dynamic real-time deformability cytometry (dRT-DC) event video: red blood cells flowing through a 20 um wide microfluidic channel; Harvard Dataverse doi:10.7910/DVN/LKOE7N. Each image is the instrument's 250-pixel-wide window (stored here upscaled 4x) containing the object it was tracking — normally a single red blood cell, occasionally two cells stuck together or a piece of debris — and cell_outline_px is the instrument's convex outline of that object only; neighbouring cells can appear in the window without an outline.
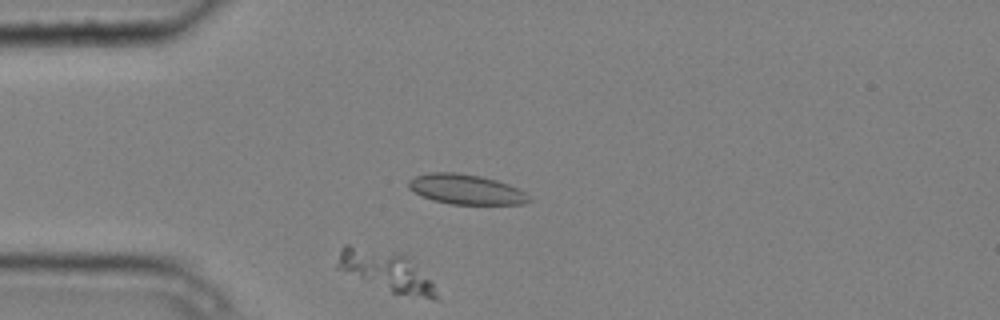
{"species": "common noctule bat (a hibernating species)", "species_latin": "Nyctalus noctula", "temperature_condition": "cold", "stored_images_in_passage": 10, "camera_frame_rate_fps": 3000, "um_per_image_px": 0.085, "animal": {"sex": "male", "body_mass_g": 20.4}, "frame": {"image": 1, "passage_image": 4, "time_ms": 1.0, "image_size_px": [1000, 320], "cell_outline_px": [[440, 300], [432, 300], [392, 292], [336, 268], [340, 248], [344, 244], [348, 244], [404, 256], [432, 280]], "centroid_in_image_um": [32.84, 23.07], "position_along_channel_um": 52.2, "area_um2": 22.43}}
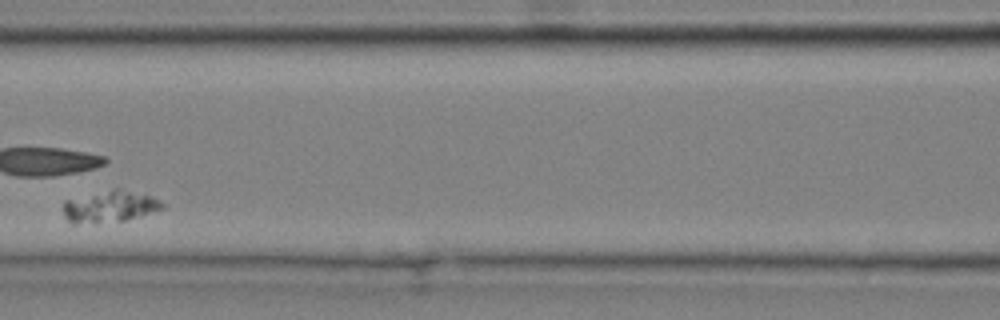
{"frame": {"image": 2, "passage_image": 7, "time_ms": 2.0, "image_size_px": [1000, 320], "cell_outline_px": [[164, 208], [140, 216], [124, 220], [96, 224], [72, 224], [64, 216], [64, 200], [116, 188], [120, 188], [148, 196], [164, 204]], "centroid_in_image_um": [9.27, 17.58], "position_along_channel_um": 157.3, "area_um2": 18.15}}
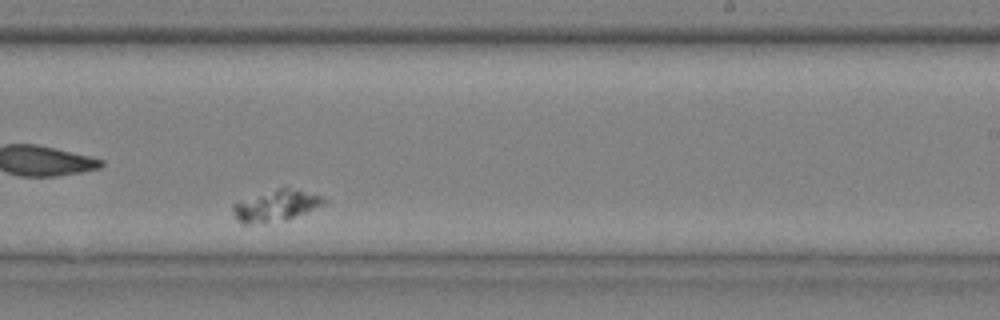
{"frame": {"image": 3, "passage_image": 10, "time_ms": 3.0, "image_size_px": [1000, 320], "cell_outline_px": [[328, 200], [324, 204], [304, 212], [292, 216], [248, 224], [244, 224], [232, 212], [232, 204], [280, 188], [284, 188], [320, 196]], "centroid_in_image_um": [23.43, 17.47], "position_along_channel_um": 265.6, "area_um2": 14.97}}